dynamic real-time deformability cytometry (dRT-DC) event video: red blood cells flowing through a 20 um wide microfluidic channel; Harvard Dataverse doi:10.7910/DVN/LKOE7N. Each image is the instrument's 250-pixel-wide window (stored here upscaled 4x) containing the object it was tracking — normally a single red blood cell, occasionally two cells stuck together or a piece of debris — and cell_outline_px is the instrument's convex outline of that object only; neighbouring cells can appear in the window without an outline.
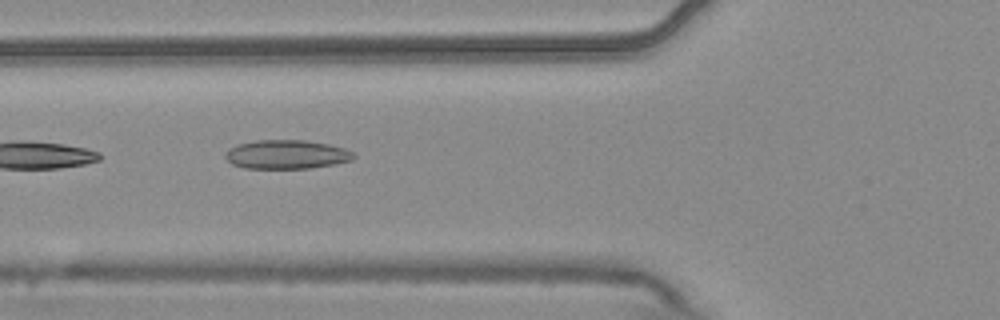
{"species": "common noctule bat (a hibernating species)", "species_latin": "Nyctalus noctula", "temperature_condition": "warm", "stored_images_in_passage": 9, "camera_frame_rate_fps": 3000, "um_per_image_px": 0.085, "animal": {"sex": "male", "body_mass_g": 20.4}, "frame": {"image": 1, "passage_image": 8, "time_ms": 2.333, "image_size_px": [1000, 320], "cell_outline_px": [[356, 156], [352, 160], [336, 164], [312, 168], [244, 168], [232, 164], [224, 156], [224, 152], [228, 148], [240, 144], [256, 140], [304, 140], [328, 144], [344, 148], [352, 152]], "centroid_in_image_um": [24.35, 13.13], "position_along_channel_um": 101.4, "area_um2": 21.68}}
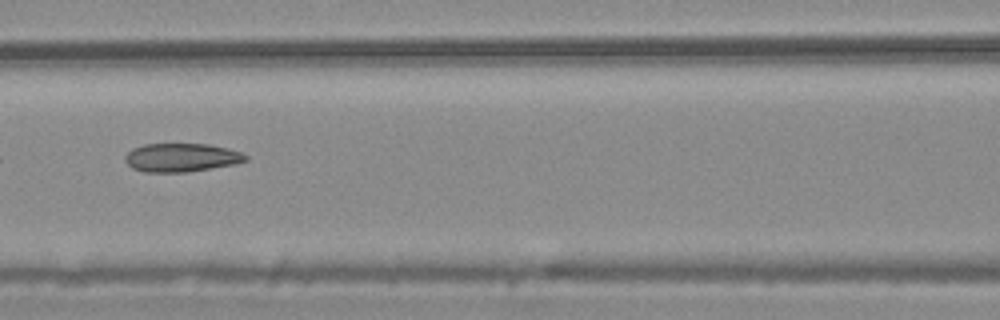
{"frame": {"image": 2, "passage_image": 9, "time_ms": 2.667, "image_size_px": [1000, 320], "cell_outline_px": [[248, 160], [236, 164], [188, 172], [144, 172], [132, 168], [124, 160], [124, 156], [132, 148], [144, 144], [208, 144], [228, 148], [240, 152], [248, 156]], "centroid_in_image_um": [15.42, 13.39], "position_along_channel_um": 151.2, "area_um2": 20.17}}